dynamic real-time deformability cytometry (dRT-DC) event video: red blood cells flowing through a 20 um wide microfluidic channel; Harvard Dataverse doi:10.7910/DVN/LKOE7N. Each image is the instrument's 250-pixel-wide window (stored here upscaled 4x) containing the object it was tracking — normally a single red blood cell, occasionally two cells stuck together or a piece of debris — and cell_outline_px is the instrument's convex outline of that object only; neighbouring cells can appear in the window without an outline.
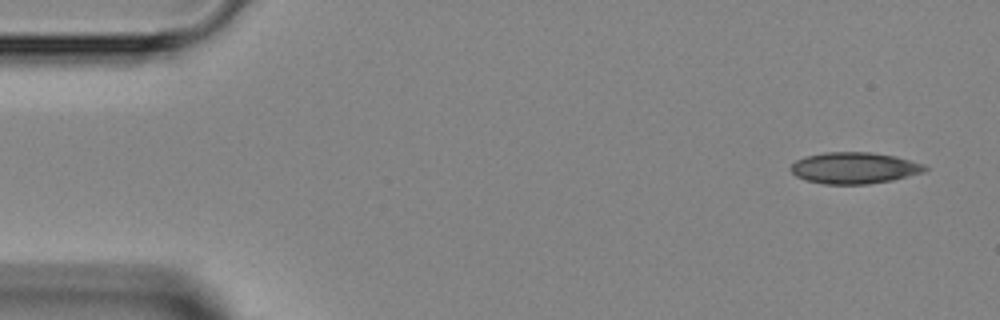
{"species": "Egyptian fruit bat (a non-hibernating species)", "species_latin": "Rousettus aegyptiacus", "temperature_condition": "room temperature", "stored_images_in_passage": 5, "segment_of_instrument_passage": [1, 2], "camera_frame_rate_fps": 3000, "um_per_image_px": 0.085, "animal": {"sex": "female"}, "frame": {"image": 1, "passage_image": 1, "time_ms": 0.0, "image_size_px": [1000, 320], "cell_outline_px": [[928, 168], [924, 172], [892, 180], [868, 184], [824, 184], [808, 180], [796, 176], [788, 168], [796, 160], [808, 156], [824, 152], [872, 152], [896, 156], [924, 164]], "centroid_in_image_um": [72.62, 14.27], "position_along_channel_um": 12.4, "area_um2": 24.51}}